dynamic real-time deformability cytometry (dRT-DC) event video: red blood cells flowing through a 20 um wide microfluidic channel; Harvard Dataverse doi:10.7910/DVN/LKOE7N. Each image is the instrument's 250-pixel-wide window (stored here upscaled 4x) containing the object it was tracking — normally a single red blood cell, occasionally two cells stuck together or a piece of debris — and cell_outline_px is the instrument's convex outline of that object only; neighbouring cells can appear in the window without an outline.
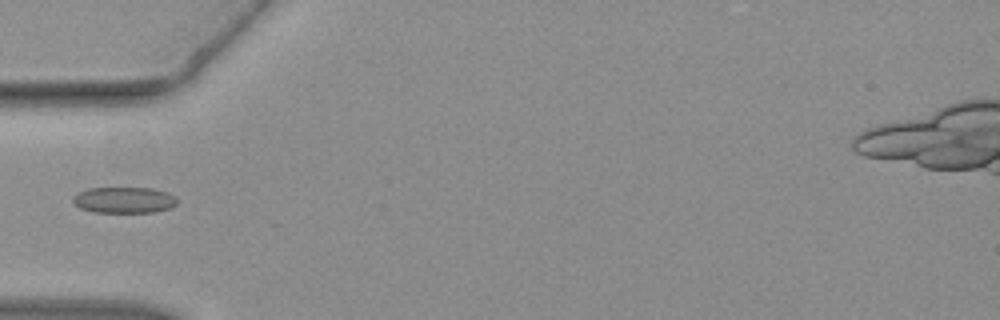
{"species": "common noctule bat (a hibernating species)", "species_latin": "Nyctalus noctula", "temperature_condition": "warm", "stored_images_in_passage": 15, "camera_frame_rate_fps": 3000, "um_per_image_px": 0.085, "animal": {"sex": "female", "body_mass_g": 19.3, "forearm_length_mm": 54.1}, "frame": {"image": 1, "passage_image": 1, "time_ms": 0.0, "image_size_px": [1000, 320], "cell_outline_px": [[176, 204], [172, 208], [156, 212], [92, 212], [80, 208], [72, 200], [72, 196], [88, 188], [152, 188], [168, 192], [176, 196]], "centroid_in_image_um": [10.58, 17.0], "position_along_channel_um": 74.4, "area_um2": 15.95}}
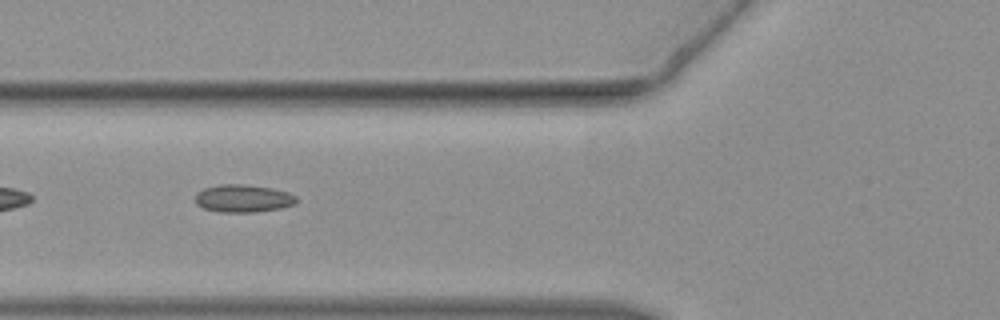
{"frame": {"image": 2, "passage_image": 3, "time_ms": 0.667, "image_size_px": [1000, 320], "cell_outline_px": [[300, 200], [296, 204], [280, 208], [256, 212], [220, 212], [204, 208], [196, 204], [196, 192], [204, 188], [220, 184], [244, 184], [272, 188], [288, 192], [296, 196]], "centroid_in_image_um": [20.7, 16.86], "position_along_channel_um": 105.1, "area_um2": 16.47}}
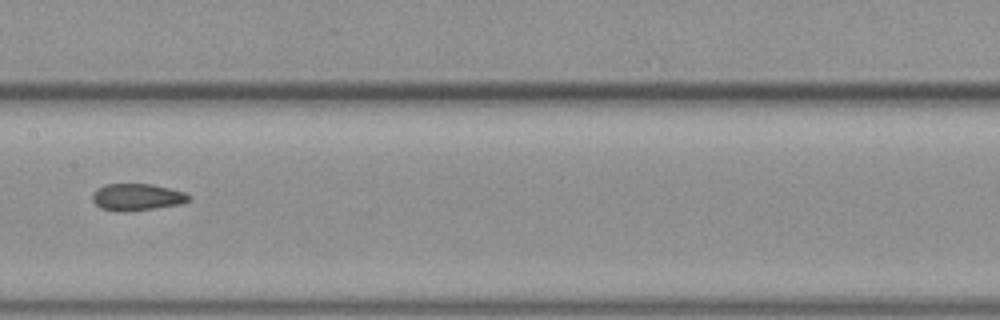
{"frame": {"image": 3, "passage_image": 9, "time_ms": 2.667, "image_size_px": [1000, 320], "cell_outline_px": [[192, 196], [188, 200], [180, 204], [156, 208], [124, 212], [120, 212], [100, 208], [92, 200], [92, 196], [96, 188], [104, 184], [152, 184], [184, 192]], "centroid_in_image_um": [11.61, 16.75], "position_along_channel_um": 195.8, "area_um2": 15.14}}